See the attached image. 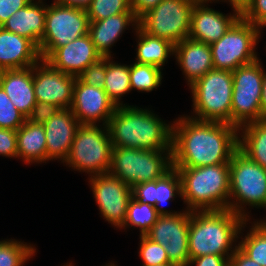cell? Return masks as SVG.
Returning <instances> with one entry per match:
<instances>
[{
	"instance_id": "cell-3",
	"label": "cell",
	"mask_w": 266,
	"mask_h": 266,
	"mask_svg": "<svg viewBox=\"0 0 266 266\" xmlns=\"http://www.w3.org/2000/svg\"><path fill=\"white\" fill-rule=\"evenodd\" d=\"M244 220L229 209L191 211L188 231L190 259L205 255L224 256L228 260L238 247ZM235 245V246H234Z\"/></svg>"
},
{
	"instance_id": "cell-11",
	"label": "cell",
	"mask_w": 266,
	"mask_h": 266,
	"mask_svg": "<svg viewBox=\"0 0 266 266\" xmlns=\"http://www.w3.org/2000/svg\"><path fill=\"white\" fill-rule=\"evenodd\" d=\"M89 25L86 9L54 1L47 4L44 35L38 47L41 59L46 60L57 48L88 34Z\"/></svg>"
},
{
	"instance_id": "cell-30",
	"label": "cell",
	"mask_w": 266,
	"mask_h": 266,
	"mask_svg": "<svg viewBox=\"0 0 266 266\" xmlns=\"http://www.w3.org/2000/svg\"><path fill=\"white\" fill-rule=\"evenodd\" d=\"M250 223L249 232L238 240V247L256 263L266 266V224L257 219Z\"/></svg>"
},
{
	"instance_id": "cell-7",
	"label": "cell",
	"mask_w": 266,
	"mask_h": 266,
	"mask_svg": "<svg viewBox=\"0 0 266 266\" xmlns=\"http://www.w3.org/2000/svg\"><path fill=\"white\" fill-rule=\"evenodd\" d=\"M171 151L113 147L107 173L130 187L155 181L172 168Z\"/></svg>"
},
{
	"instance_id": "cell-39",
	"label": "cell",
	"mask_w": 266,
	"mask_h": 266,
	"mask_svg": "<svg viewBox=\"0 0 266 266\" xmlns=\"http://www.w3.org/2000/svg\"><path fill=\"white\" fill-rule=\"evenodd\" d=\"M60 108L52 103L38 102L32 108L27 120L34 124L43 125L47 122Z\"/></svg>"
},
{
	"instance_id": "cell-47",
	"label": "cell",
	"mask_w": 266,
	"mask_h": 266,
	"mask_svg": "<svg viewBox=\"0 0 266 266\" xmlns=\"http://www.w3.org/2000/svg\"><path fill=\"white\" fill-rule=\"evenodd\" d=\"M217 1L219 2L220 0H214V3ZM248 1L249 0H221L220 2H227L230 4V6H235L239 9H242Z\"/></svg>"
},
{
	"instance_id": "cell-20",
	"label": "cell",
	"mask_w": 266,
	"mask_h": 266,
	"mask_svg": "<svg viewBox=\"0 0 266 266\" xmlns=\"http://www.w3.org/2000/svg\"><path fill=\"white\" fill-rule=\"evenodd\" d=\"M80 123L71 109H60L43 124L46 134L47 161L62 163L69 154Z\"/></svg>"
},
{
	"instance_id": "cell-27",
	"label": "cell",
	"mask_w": 266,
	"mask_h": 266,
	"mask_svg": "<svg viewBox=\"0 0 266 266\" xmlns=\"http://www.w3.org/2000/svg\"><path fill=\"white\" fill-rule=\"evenodd\" d=\"M137 38L135 63L149 64L161 68L168 58L174 55L171 41L154 37L144 32L139 26L134 30Z\"/></svg>"
},
{
	"instance_id": "cell-14",
	"label": "cell",
	"mask_w": 266,
	"mask_h": 266,
	"mask_svg": "<svg viewBox=\"0 0 266 266\" xmlns=\"http://www.w3.org/2000/svg\"><path fill=\"white\" fill-rule=\"evenodd\" d=\"M88 179L101 216L114 228L120 230L125 222L127 208L132 199V187L108 173Z\"/></svg>"
},
{
	"instance_id": "cell-5",
	"label": "cell",
	"mask_w": 266,
	"mask_h": 266,
	"mask_svg": "<svg viewBox=\"0 0 266 266\" xmlns=\"http://www.w3.org/2000/svg\"><path fill=\"white\" fill-rule=\"evenodd\" d=\"M229 166V210L250 220L247 206L266 209V170L239 149L233 153Z\"/></svg>"
},
{
	"instance_id": "cell-40",
	"label": "cell",
	"mask_w": 266,
	"mask_h": 266,
	"mask_svg": "<svg viewBox=\"0 0 266 266\" xmlns=\"http://www.w3.org/2000/svg\"><path fill=\"white\" fill-rule=\"evenodd\" d=\"M0 155L7 158H17L16 130L0 128Z\"/></svg>"
},
{
	"instance_id": "cell-25",
	"label": "cell",
	"mask_w": 266,
	"mask_h": 266,
	"mask_svg": "<svg viewBox=\"0 0 266 266\" xmlns=\"http://www.w3.org/2000/svg\"><path fill=\"white\" fill-rule=\"evenodd\" d=\"M46 13V2L32 0L28 5L12 14L1 27L28 38L39 47L44 35Z\"/></svg>"
},
{
	"instance_id": "cell-38",
	"label": "cell",
	"mask_w": 266,
	"mask_h": 266,
	"mask_svg": "<svg viewBox=\"0 0 266 266\" xmlns=\"http://www.w3.org/2000/svg\"><path fill=\"white\" fill-rule=\"evenodd\" d=\"M77 78L87 85L103 88L106 78V57L90 64Z\"/></svg>"
},
{
	"instance_id": "cell-26",
	"label": "cell",
	"mask_w": 266,
	"mask_h": 266,
	"mask_svg": "<svg viewBox=\"0 0 266 266\" xmlns=\"http://www.w3.org/2000/svg\"><path fill=\"white\" fill-rule=\"evenodd\" d=\"M16 134L18 159H22L27 165L46 163V134L43 125L26 120Z\"/></svg>"
},
{
	"instance_id": "cell-35",
	"label": "cell",
	"mask_w": 266,
	"mask_h": 266,
	"mask_svg": "<svg viewBox=\"0 0 266 266\" xmlns=\"http://www.w3.org/2000/svg\"><path fill=\"white\" fill-rule=\"evenodd\" d=\"M27 120L0 86V128L18 130Z\"/></svg>"
},
{
	"instance_id": "cell-46",
	"label": "cell",
	"mask_w": 266,
	"mask_h": 266,
	"mask_svg": "<svg viewBox=\"0 0 266 266\" xmlns=\"http://www.w3.org/2000/svg\"><path fill=\"white\" fill-rule=\"evenodd\" d=\"M262 120L266 119V71L264 70V79L261 90Z\"/></svg>"
},
{
	"instance_id": "cell-16",
	"label": "cell",
	"mask_w": 266,
	"mask_h": 266,
	"mask_svg": "<svg viewBox=\"0 0 266 266\" xmlns=\"http://www.w3.org/2000/svg\"><path fill=\"white\" fill-rule=\"evenodd\" d=\"M116 108L103 88L87 85L76 78L70 109L80 124L107 125Z\"/></svg>"
},
{
	"instance_id": "cell-28",
	"label": "cell",
	"mask_w": 266,
	"mask_h": 266,
	"mask_svg": "<svg viewBox=\"0 0 266 266\" xmlns=\"http://www.w3.org/2000/svg\"><path fill=\"white\" fill-rule=\"evenodd\" d=\"M238 149L266 170V119L238 128Z\"/></svg>"
},
{
	"instance_id": "cell-32",
	"label": "cell",
	"mask_w": 266,
	"mask_h": 266,
	"mask_svg": "<svg viewBox=\"0 0 266 266\" xmlns=\"http://www.w3.org/2000/svg\"><path fill=\"white\" fill-rule=\"evenodd\" d=\"M159 214L154 206L149 204L139 203L132 198L127 208V215L123 226L120 229L128 227H137L140 230V235H145L157 221Z\"/></svg>"
},
{
	"instance_id": "cell-34",
	"label": "cell",
	"mask_w": 266,
	"mask_h": 266,
	"mask_svg": "<svg viewBox=\"0 0 266 266\" xmlns=\"http://www.w3.org/2000/svg\"><path fill=\"white\" fill-rule=\"evenodd\" d=\"M90 22L104 20L120 13H134L131 0H92L86 8Z\"/></svg>"
},
{
	"instance_id": "cell-22",
	"label": "cell",
	"mask_w": 266,
	"mask_h": 266,
	"mask_svg": "<svg viewBox=\"0 0 266 266\" xmlns=\"http://www.w3.org/2000/svg\"><path fill=\"white\" fill-rule=\"evenodd\" d=\"M40 59L38 47L31 40L0 27V71L28 68Z\"/></svg>"
},
{
	"instance_id": "cell-45",
	"label": "cell",
	"mask_w": 266,
	"mask_h": 266,
	"mask_svg": "<svg viewBox=\"0 0 266 266\" xmlns=\"http://www.w3.org/2000/svg\"><path fill=\"white\" fill-rule=\"evenodd\" d=\"M92 0H54V2L64 5L86 9Z\"/></svg>"
},
{
	"instance_id": "cell-43",
	"label": "cell",
	"mask_w": 266,
	"mask_h": 266,
	"mask_svg": "<svg viewBox=\"0 0 266 266\" xmlns=\"http://www.w3.org/2000/svg\"><path fill=\"white\" fill-rule=\"evenodd\" d=\"M162 0H131V10L139 20L146 13L156 7Z\"/></svg>"
},
{
	"instance_id": "cell-36",
	"label": "cell",
	"mask_w": 266,
	"mask_h": 266,
	"mask_svg": "<svg viewBox=\"0 0 266 266\" xmlns=\"http://www.w3.org/2000/svg\"><path fill=\"white\" fill-rule=\"evenodd\" d=\"M139 257L143 266H151L161 263H170L164 247L151 241L145 235H140Z\"/></svg>"
},
{
	"instance_id": "cell-12",
	"label": "cell",
	"mask_w": 266,
	"mask_h": 266,
	"mask_svg": "<svg viewBox=\"0 0 266 266\" xmlns=\"http://www.w3.org/2000/svg\"><path fill=\"white\" fill-rule=\"evenodd\" d=\"M198 0H162L139 19V27L149 35L177 44L190 32L191 14Z\"/></svg>"
},
{
	"instance_id": "cell-33",
	"label": "cell",
	"mask_w": 266,
	"mask_h": 266,
	"mask_svg": "<svg viewBox=\"0 0 266 266\" xmlns=\"http://www.w3.org/2000/svg\"><path fill=\"white\" fill-rule=\"evenodd\" d=\"M36 248L16 239L0 240V266H24L35 255Z\"/></svg>"
},
{
	"instance_id": "cell-48",
	"label": "cell",
	"mask_w": 266,
	"mask_h": 266,
	"mask_svg": "<svg viewBox=\"0 0 266 266\" xmlns=\"http://www.w3.org/2000/svg\"><path fill=\"white\" fill-rule=\"evenodd\" d=\"M63 266H74L72 263H66V265L64 264ZM105 266H117V265H115V263H112V262H110V264L108 263V264H106Z\"/></svg>"
},
{
	"instance_id": "cell-24",
	"label": "cell",
	"mask_w": 266,
	"mask_h": 266,
	"mask_svg": "<svg viewBox=\"0 0 266 266\" xmlns=\"http://www.w3.org/2000/svg\"><path fill=\"white\" fill-rule=\"evenodd\" d=\"M138 25L139 20L134 13H120L104 20L90 22L88 35L102 57H112L110 49L125 29L131 26L135 30Z\"/></svg>"
},
{
	"instance_id": "cell-1",
	"label": "cell",
	"mask_w": 266,
	"mask_h": 266,
	"mask_svg": "<svg viewBox=\"0 0 266 266\" xmlns=\"http://www.w3.org/2000/svg\"><path fill=\"white\" fill-rule=\"evenodd\" d=\"M173 122L172 167L229 164L238 149V128L183 115Z\"/></svg>"
},
{
	"instance_id": "cell-49",
	"label": "cell",
	"mask_w": 266,
	"mask_h": 266,
	"mask_svg": "<svg viewBox=\"0 0 266 266\" xmlns=\"http://www.w3.org/2000/svg\"><path fill=\"white\" fill-rule=\"evenodd\" d=\"M151 266H176L172 263H161V264H156V265H151Z\"/></svg>"
},
{
	"instance_id": "cell-2",
	"label": "cell",
	"mask_w": 266,
	"mask_h": 266,
	"mask_svg": "<svg viewBox=\"0 0 266 266\" xmlns=\"http://www.w3.org/2000/svg\"><path fill=\"white\" fill-rule=\"evenodd\" d=\"M106 126L113 147L172 150L173 123H166L148 108L118 106Z\"/></svg>"
},
{
	"instance_id": "cell-19",
	"label": "cell",
	"mask_w": 266,
	"mask_h": 266,
	"mask_svg": "<svg viewBox=\"0 0 266 266\" xmlns=\"http://www.w3.org/2000/svg\"><path fill=\"white\" fill-rule=\"evenodd\" d=\"M88 34L57 48L45 61L63 73L79 76L90 64L101 59Z\"/></svg>"
},
{
	"instance_id": "cell-42",
	"label": "cell",
	"mask_w": 266,
	"mask_h": 266,
	"mask_svg": "<svg viewBox=\"0 0 266 266\" xmlns=\"http://www.w3.org/2000/svg\"><path fill=\"white\" fill-rule=\"evenodd\" d=\"M228 266L229 260L224 256L218 255H205L190 259L188 266Z\"/></svg>"
},
{
	"instance_id": "cell-37",
	"label": "cell",
	"mask_w": 266,
	"mask_h": 266,
	"mask_svg": "<svg viewBox=\"0 0 266 266\" xmlns=\"http://www.w3.org/2000/svg\"><path fill=\"white\" fill-rule=\"evenodd\" d=\"M241 17L262 31L266 26V0H249L241 9Z\"/></svg>"
},
{
	"instance_id": "cell-17",
	"label": "cell",
	"mask_w": 266,
	"mask_h": 266,
	"mask_svg": "<svg viewBox=\"0 0 266 266\" xmlns=\"http://www.w3.org/2000/svg\"><path fill=\"white\" fill-rule=\"evenodd\" d=\"M214 0H198L193 7L189 38L206 44L218 41L241 17V9L232 6L233 13L223 14L208 7Z\"/></svg>"
},
{
	"instance_id": "cell-6",
	"label": "cell",
	"mask_w": 266,
	"mask_h": 266,
	"mask_svg": "<svg viewBox=\"0 0 266 266\" xmlns=\"http://www.w3.org/2000/svg\"><path fill=\"white\" fill-rule=\"evenodd\" d=\"M192 93V117L202 121L231 124L233 75L231 71L212 69L189 86Z\"/></svg>"
},
{
	"instance_id": "cell-21",
	"label": "cell",
	"mask_w": 266,
	"mask_h": 266,
	"mask_svg": "<svg viewBox=\"0 0 266 266\" xmlns=\"http://www.w3.org/2000/svg\"><path fill=\"white\" fill-rule=\"evenodd\" d=\"M173 56L189 86L214 69L210 45L189 37L174 45Z\"/></svg>"
},
{
	"instance_id": "cell-4",
	"label": "cell",
	"mask_w": 266,
	"mask_h": 266,
	"mask_svg": "<svg viewBox=\"0 0 266 266\" xmlns=\"http://www.w3.org/2000/svg\"><path fill=\"white\" fill-rule=\"evenodd\" d=\"M174 168L180 175L181 198L186 210L229 209V164Z\"/></svg>"
},
{
	"instance_id": "cell-44",
	"label": "cell",
	"mask_w": 266,
	"mask_h": 266,
	"mask_svg": "<svg viewBox=\"0 0 266 266\" xmlns=\"http://www.w3.org/2000/svg\"><path fill=\"white\" fill-rule=\"evenodd\" d=\"M230 266H262L252 260L239 247L235 249L229 259Z\"/></svg>"
},
{
	"instance_id": "cell-31",
	"label": "cell",
	"mask_w": 266,
	"mask_h": 266,
	"mask_svg": "<svg viewBox=\"0 0 266 266\" xmlns=\"http://www.w3.org/2000/svg\"><path fill=\"white\" fill-rule=\"evenodd\" d=\"M162 69L149 64L135 63L130 65L131 91L152 92L162 83Z\"/></svg>"
},
{
	"instance_id": "cell-29",
	"label": "cell",
	"mask_w": 266,
	"mask_h": 266,
	"mask_svg": "<svg viewBox=\"0 0 266 266\" xmlns=\"http://www.w3.org/2000/svg\"><path fill=\"white\" fill-rule=\"evenodd\" d=\"M109 98L118 106L123 104L121 97L131 92L130 65L120 64L113 61V57H106V78L103 87Z\"/></svg>"
},
{
	"instance_id": "cell-15",
	"label": "cell",
	"mask_w": 266,
	"mask_h": 266,
	"mask_svg": "<svg viewBox=\"0 0 266 266\" xmlns=\"http://www.w3.org/2000/svg\"><path fill=\"white\" fill-rule=\"evenodd\" d=\"M76 76L53 68L40 59L33 66V85L36 100L52 103L60 109H69L72 104L73 86Z\"/></svg>"
},
{
	"instance_id": "cell-41",
	"label": "cell",
	"mask_w": 266,
	"mask_h": 266,
	"mask_svg": "<svg viewBox=\"0 0 266 266\" xmlns=\"http://www.w3.org/2000/svg\"><path fill=\"white\" fill-rule=\"evenodd\" d=\"M32 0H0V27L16 11L28 5Z\"/></svg>"
},
{
	"instance_id": "cell-8",
	"label": "cell",
	"mask_w": 266,
	"mask_h": 266,
	"mask_svg": "<svg viewBox=\"0 0 266 266\" xmlns=\"http://www.w3.org/2000/svg\"><path fill=\"white\" fill-rule=\"evenodd\" d=\"M99 125H79L63 162L74 171L87 173L89 177L105 174L110 167L112 141L107 126Z\"/></svg>"
},
{
	"instance_id": "cell-23",
	"label": "cell",
	"mask_w": 266,
	"mask_h": 266,
	"mask_svg": "<svg viewBox=\"0 0 266 266\" xmlns=\"http://www.w3.org/2000/svg\"><path fill=\"white\" fill-rule=\"evenodd\" d=\"M0 86L16 109L27 118L37 103L33 85V66L0 71Z\"/></svg>"
},
{
	"instance_id": "cell-10",
	"label": "cell",
	"mask_w": 266,
	"mask_h": 266,
	"mask_svg": "<svg viewBox=\"0 0 266 266\" xmlns=\"http://www.w3.org/2000/svg\"><path fill=\"white\" fill-rule=\"evenodd\" d=\"M261 59L238 67L232 72L233 93L231 125L241 126L262 120L261 90L264 68Z\"/></svg>"
},
{
	"instance_id": "cell-9",
	"label": "cell",
	"mask_w": 266,
	"mask_h": 266,
	"mask_svg": "<svg viewBox=\"0 0 266 266\" xmlns=\"http://www.w3.org/2000/svg\"><path fill=\"white\" fill-rule=\"evenodd\" d=\"M260 34V28L240 17L218 41L210 44L213 68L233 72L258 60L255 49Z\"/></svg>"
},
{
	"instance_id": "cell-18",
	"label": "cell",
	"mask_w": 266,
	"mask_h": 266,
	"mask_svg": "<svg viewBox=\"0 0 266 266\" xmlns=\"http://www.w3.org/2000/svg\"><path fill=\"white\" fill-rule=\"evenodd\" d=\"M181 195V179L174 167L155 181L135 184L132 187V198L139 203L154 206L159 215H176L181 213V211H168L163 207L168 202L175 200L174 198L177 196L181 197Z\"/></svg>"
},
{
	"instance_id": "cell-13",
	"label": "cell",
	"mask_w": 266,
	"mask_h": 266,
	"mask_svg": "<svg viewBox=\"0 0 266 266\" xmlns=\"http://www.w3.org/2000/svg\"><path fill=\"white\" fill-rule=\"evenodd\" d=\"M191 211L183 209L176 215H159L145 234L151 241L162 245L169 262L176 266H188L190 261L188 231Z\"/></svg>"
}]
</instances>
